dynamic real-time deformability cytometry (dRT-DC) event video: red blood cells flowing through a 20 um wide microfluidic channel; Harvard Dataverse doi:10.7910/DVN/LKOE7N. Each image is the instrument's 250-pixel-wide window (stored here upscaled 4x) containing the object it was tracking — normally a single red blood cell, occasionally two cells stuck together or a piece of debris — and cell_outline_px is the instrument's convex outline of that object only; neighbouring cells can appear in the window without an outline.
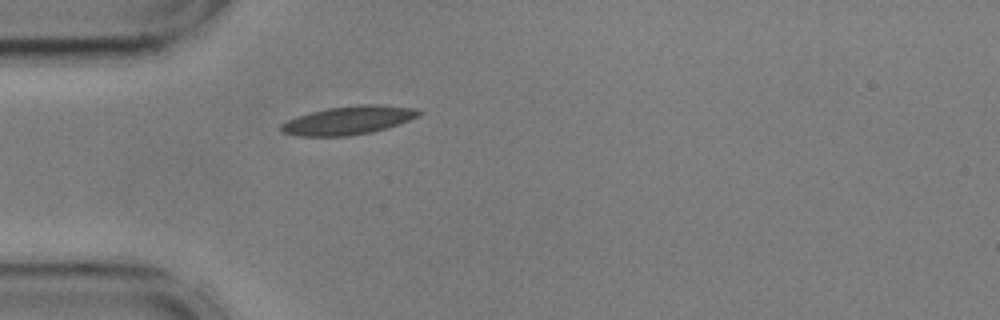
{"species": "common noctule bat (a hibernating species)", "species_latin": "Nyctalus noctula", "temperature_condition": "cold", "stored_images_in_passage": 7, "camera_frame_rate_fps": 3000, "um_per_image_px": 0.085, "animal": {"sex": "male", "body_mass_g": 17.9, "forearm_length_mm": 54.2}, "frame": {"image": 1, "passage_image": 1, "time_ms": 0.0, "image_size_px": [1000, 320], "cell_outline_px": [[424, 112], [420, 116], [372, 132], [348, 136], [296, 136], [284, 132], [280, 128], [280, 124], [288, 120], [312, 112], [328, 108], [360, 104], [380, 104], [416, 108]], "centroid_in_image_um": [29.65, 10.22], "position_along_channel_um": 55.3, "area_um2": 22.66}}